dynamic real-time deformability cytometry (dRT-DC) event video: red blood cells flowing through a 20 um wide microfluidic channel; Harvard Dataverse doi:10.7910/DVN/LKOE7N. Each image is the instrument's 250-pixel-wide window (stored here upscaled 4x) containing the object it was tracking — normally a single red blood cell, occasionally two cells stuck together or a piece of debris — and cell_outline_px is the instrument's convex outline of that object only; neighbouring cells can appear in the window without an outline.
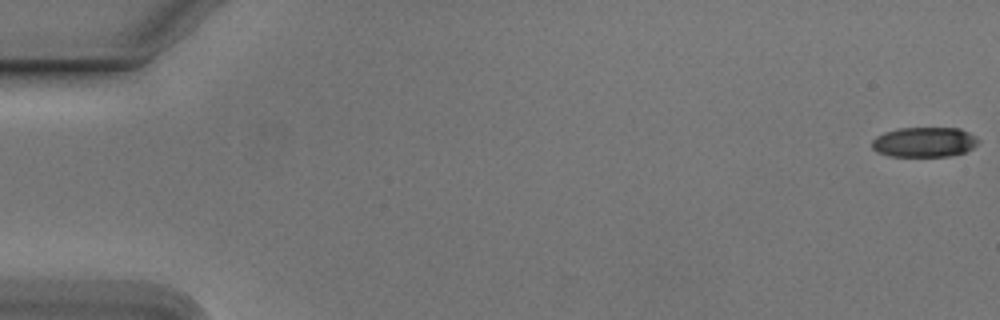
{"species": "Egyptian fruit bat (a non-hibernating species)", "species_latin": "Rousettus aegyptiacus", "temperature_condition": "cold", "stored_images_in_passage": 11, "camera_frame_rate_fps": 3000, "um_per_image_px": 0.085, "animal": {"sex": "male"}, "frame": {"image": 1, "passage_image": 1, "time_ms": 0.0, "image_size_px": [1000, 320], "cell_outline_px": [[980, 140], [972, 148], [964, 152], [948, 156], [888, 156], [876, 152], [872, 148], [872, 140], [876, 136], [884, 132], [896, 128], [960, 128], [976, 136]], "centroid_in_image_um": [78.54, 12.07], "position_along_channel_um": 6.5, "area_um2": 18.67}}
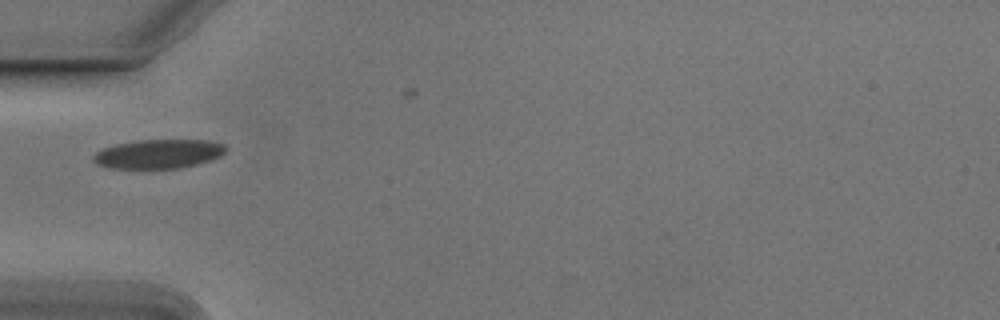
{"frame": {"image": 2, "passage_image": 7, "time_ms": 2.0, "image_size_px": [1000, 320], "cell_outline_px": [[228, 148], [220, 156], [196, 164], [180, 168], [108, 168], [96, 164], [92, 160], [92, 156], [96, 152], [104, 148], [116, 144], [140, 140], [208, 140], [224, 144]], "centroid_in_image_um": [13.45, 13.08], "position_along_channel_um": 71.5, "area_um2": 22.37}}
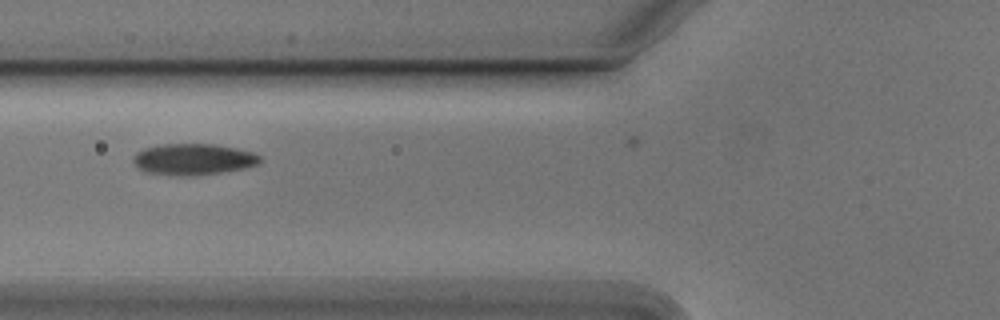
{"frame": {"image": 3, "passage_image": 10, "time_ms": 3.0, "image_size_px": [1000, 320], "cell_outline_px": [[260, 160], [256, 164], [244, 168], [196, 176], [180, 176], [144, 172], [132, 160], [132, 156], [136, 152], [144, 148], [164, 144], [216, 144], [236, 148], [252, 152], [260, 156]], "centroid_in_image_um": [16.39, 13.54], "position_along_channel_um": 109.4, "area_um2": 23.06}}